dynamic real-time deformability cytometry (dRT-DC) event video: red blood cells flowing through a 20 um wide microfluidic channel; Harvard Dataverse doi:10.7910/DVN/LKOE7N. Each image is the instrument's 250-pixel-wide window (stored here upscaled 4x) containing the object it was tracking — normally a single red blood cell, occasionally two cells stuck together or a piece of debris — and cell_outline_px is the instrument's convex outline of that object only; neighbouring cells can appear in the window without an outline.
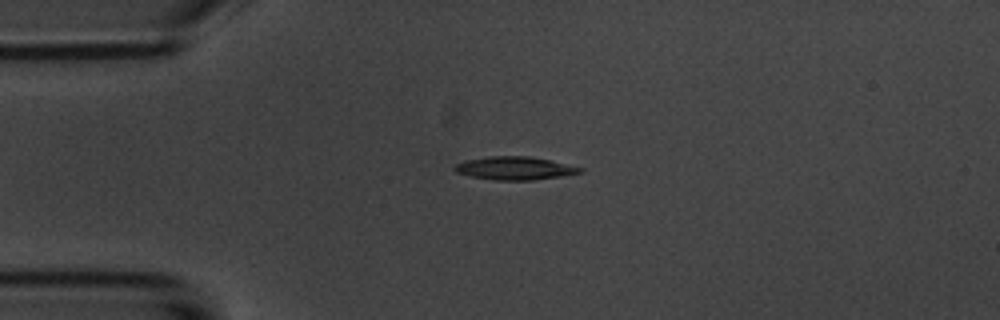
{"species": "common noctule bat (a hibernating species)", "species_latin": "Nyctalus noctula", "temperature_condition": "room temperature", "stored_images_in_passage": 3, "camera_frame_rate_fps": 3000, "um_per_image_px": 0.085, "animal": {"sex": "male", "body_mass_g": 20.1, "forearm_length_mm": 53.5}, "frame": {"image": 1, "passage_image": 2, "time_ms": 2.0, "image_size_px": [1000, 320], "cell_outline_px": [[584, 172], [564, 176], [532, 180], [492, 180], [472, 176], [456, 172], [452, 168], [456, 164], [464, 160], [492, 156], [528, 156], [552, 160], [584, 168]], "centroid_in_image_um": [43.79, 14.3], "position_along_channel_um": 41.2, "area_um2": 17.05}}